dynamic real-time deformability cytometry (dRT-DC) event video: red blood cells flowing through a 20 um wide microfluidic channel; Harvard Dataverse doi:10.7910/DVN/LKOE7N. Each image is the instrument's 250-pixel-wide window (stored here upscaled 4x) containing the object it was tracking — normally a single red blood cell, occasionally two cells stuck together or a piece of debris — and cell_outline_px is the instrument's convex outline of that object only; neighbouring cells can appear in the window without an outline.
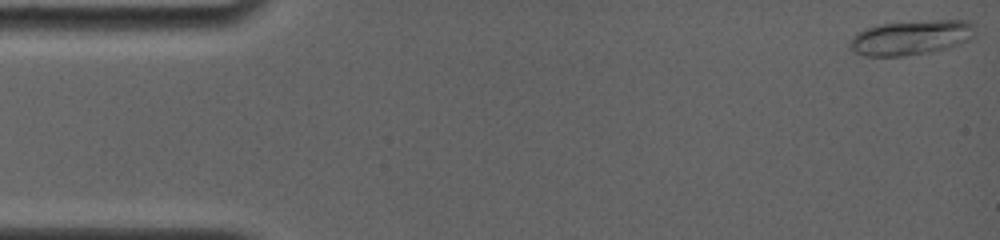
{"species": "common noctule bat (a hibernating species)", "species_latin": "Nyctalus noctula", "temperature_condition": "room temperature", "stored_images_in_passage": 64, "camera_frame_rate_fps": 4000, "um_per_image_px": 0.085, "animal": {"sex": "female", "body_mass_g": 19.0, "forearm_length_mm": 56.7}, "frame": {"image": 1, "passage_image": 1, "time_ms": 0.0, "image_size_px": [1000, 240], "cell_outline_px": [[976, 24], [964, 40], [924, 52], [900, 56], [868, 56], [856, 52], [848, 44], [848, 40], [852, 36], [864, 28], [880, 24], [932, 20], [968, 20]], "centroid_in_image_um": [77.28, 3.16], "position_along_channel_um": 7.7, "area_um2": 24.22}}
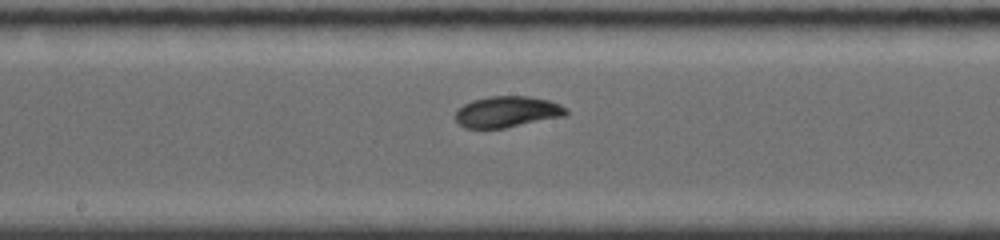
{"frame": {"image": 2, "passage_image": 34, "time_ms": 8.25, "image_size_px": [1000, 240], "cell_outline_px": [[568, 112], [564, 116], [504, 128], [464, 128], [456, 120], [456, 108], [472, 100], [488, 96], [528, 96], [548, 100], [560, 104], [568, 108]], "centroid_in_image_um": [43.1, 9.49], "position_along_channel_um": 205.1, "area_um2": 20.11}}
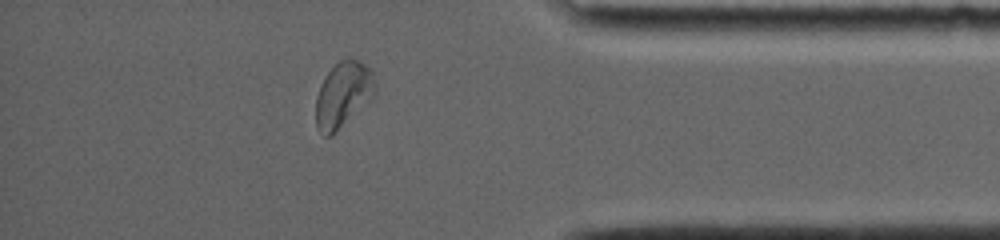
{"frame": {"image": 3, "passage_image": 56, "time_ms": 13.75, "image_size_px": [1000, 240], "cell_outline_px": [[376, 96], [332, 136], [324, 136], [316, 128], [316, 96], [320, 84], [328, 72], [340, 60], [348, 56], [364, 64], [372, 72], [376, 92]], "centroid_in_image_um": [29.17, 8.07], "position_along_channel_um": 406.0, "area_um2": 22.95}, "authors_computed_cell_mechanics": {"area_um2": 20.23, "velocity_mm_per_s": 3.8691, "shape_relaxation_time_tau1_ms": 2.925, "shape_relaxation_time_tau2_ms": 1.5265, "deformation_change_tau1": 0.1569, "deformation_change_tau2": 0.0332}}